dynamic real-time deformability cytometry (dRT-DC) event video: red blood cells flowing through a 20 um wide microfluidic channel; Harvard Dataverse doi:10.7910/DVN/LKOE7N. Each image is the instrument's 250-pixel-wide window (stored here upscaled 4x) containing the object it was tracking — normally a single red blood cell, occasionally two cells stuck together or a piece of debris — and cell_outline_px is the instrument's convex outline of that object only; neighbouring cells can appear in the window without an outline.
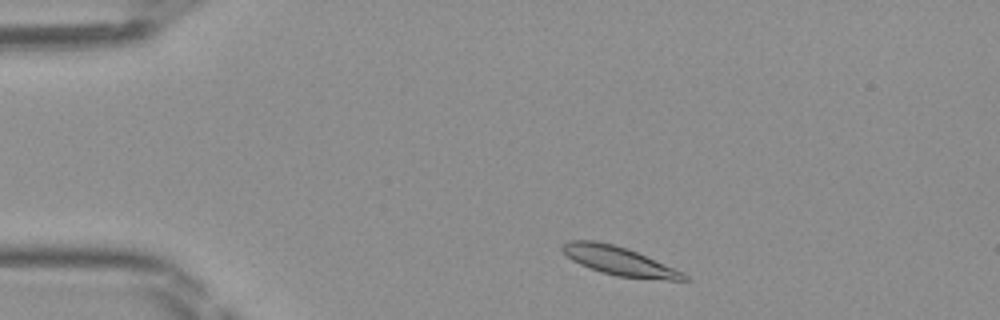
{"species": "Egyptian fruit bat (a non-hibernating species)", "species_latin": "Rousettus aegyptiacus", "temperature_condition": "room temperature", "stored_images_in_passage": 42, "camera_frame_rate_fps": 3000, "um_per_image_px": 0.085, "frame": {"image": 1, "passage_image": 3, "time_ms": 0.667, "image_size_px": [1000, 320], "cell_outline_px": [[688, 280], [668, 280], [616, 276], [600, 272], [580, 264], [572, 260], [560, 248], [568, 240], [596, 240], [612, 244], [636, 252], [684, 272], [688, 276]], "centroid_in_image_um": [52.61, 22.18], "position_along_channel_um": 32.4, "area_um2": 20.06}}
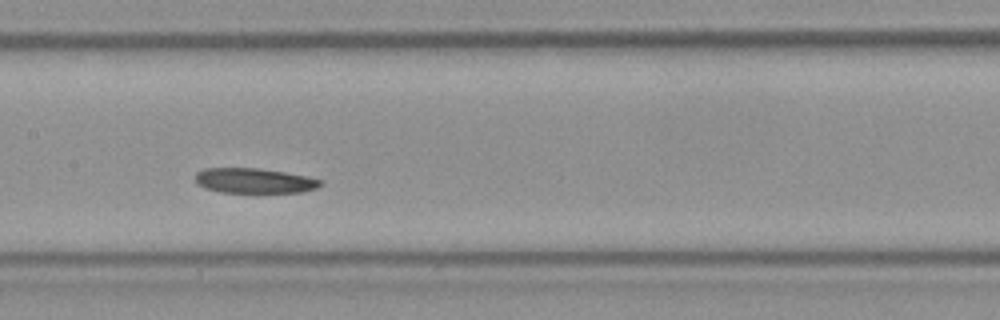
{"frame": {"image": 2, "passage_image": 18, "time_ms": 5.667, "image_size_px": [1000, 320], "cell_outline_px": [[324, 184], [316, 188], [300, 192], [256, 196], [220, 192], [204, 188], [196, 184], [196, 172], [204, 168], [256, 168], [284, 172], [308, 176], [324, 180]], "centroid_in_image_um": [21.64, 15.42], "position_along_channel_um": 185.8, "area_um2": 19.48}}
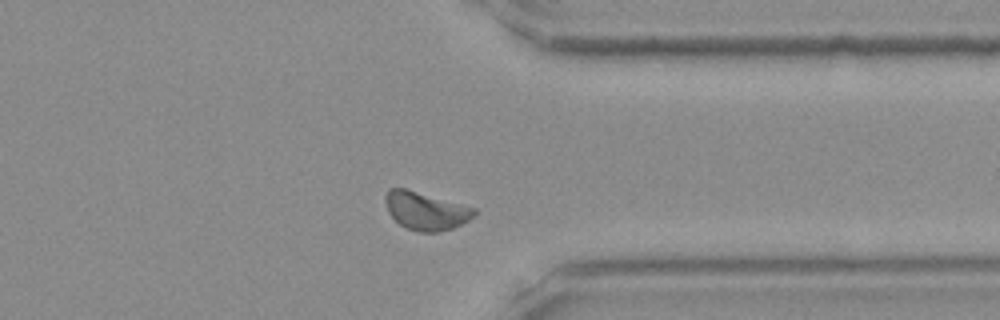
{"frame": {"image": 3, "passage_image": 32, "time_ms": 10.333, "image_size_px": [1000, 320], "cell_outline_px": [[476, 212], [468, 220], [452, 228], [436, 232], [420, 232], [408, 228], [400, 224], [388, 212], [384, 200], [384, 196], [388, 188], [404, 188], [476, 208]], "centroid_in_image_um": [36.15, 17.91], "position_along_channel_um": 375.2, "area_um2": 19.36}}